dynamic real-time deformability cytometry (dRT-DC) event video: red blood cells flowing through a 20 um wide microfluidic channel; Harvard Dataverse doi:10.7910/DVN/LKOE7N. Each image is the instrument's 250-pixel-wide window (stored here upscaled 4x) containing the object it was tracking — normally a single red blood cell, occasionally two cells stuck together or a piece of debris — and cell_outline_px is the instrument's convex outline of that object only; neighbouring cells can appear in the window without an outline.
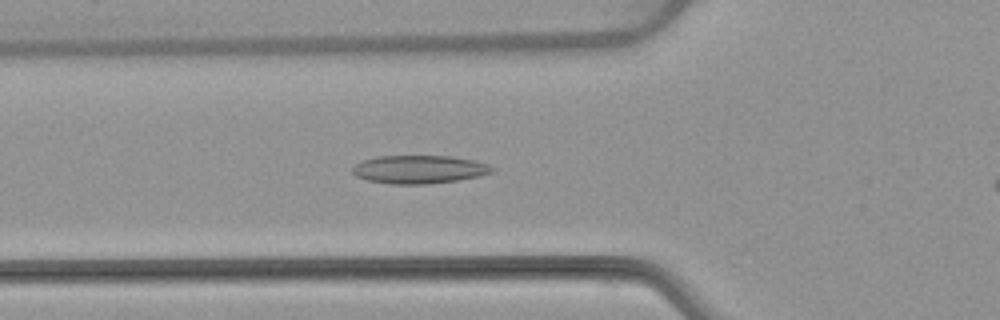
{"species": "common noctule bat (a hibernating species)", "species_latin": "Nyctalus noctula", "temperature_condition": "warm", "stored_images_in_passage": 44, "camera_frame_rate_fps": 3000, "um_per_image_px": 0.085, "animal": {"sex": "female", "body_mass_g": 22.7, "forearm_length_mm": 54.2}, "frame": {"image": 1, "passage_image": 15, "time_ms": 4.667, "image_size_px": [1000, 320], "cell_outline_px": [[496, 168], [492, 172], [480, 176], [456, 180], [428, 184], [388, 184], [368, 180], [356, 176], [352, 172], [352, 168], [356, 164], [364, 160], [376, 156], [452, 156], [476, 160], [488, 164]], "centroid_in_image_um": [35.65, 14.39], "position_along_channel_um": 90.1, "area_um2": 23.06}}
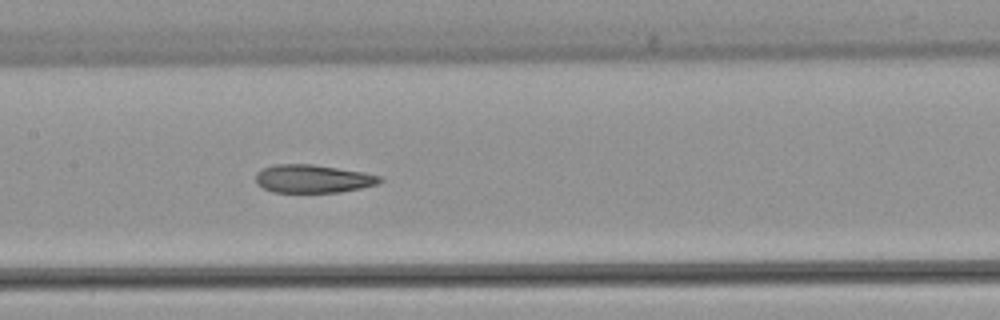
{"frame": {"image": 2, "passage_image": 22, "time_ms": 7.0, "image_size_px": [1000, 320], "cell_outline_px": [[384, 180], [376, 184], [360, 188], [340, 192], [272, 192], [256, 184], [256, 172], [264, 168], [276, 164], [312, 164], [364, 172], [380, 176]], "centroid_in_image_um": [26.58, 15.19], "position_along_channel_um": 180.8, "area_um2": 20.29}}
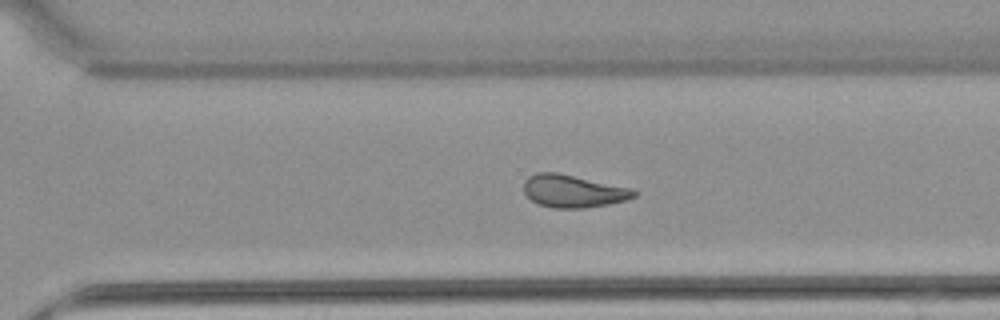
{"frame": {"image": 3, "passage_image": 33, "time_ms": 10.667, "image_size_px": [1000, 320], "cell_outline_px": [[640, 192], [636, 196], [628, 200], [608, 204], [584, 208], [552, 208], [540, 204], [532, 200], [524, 192], [524, 180], [528, 176], [536, 172], [556, 172], [632, 188]], "centroid_in_image_um": [48.75, 16.24], "position_along_channel_um": 321.9, "area_um2": 21.04}, "authors_computed_cell_mechanics": {"area_um2": 22.1952, "velocity_mm_per_s": 3.8542, "shape_relaxation_time_tau1_ms": null, "shape_relaxation_time_tau2_ms": 4.4313, "deformation_change_tau1": null, "deformation_change_tau2": 0.1173}}